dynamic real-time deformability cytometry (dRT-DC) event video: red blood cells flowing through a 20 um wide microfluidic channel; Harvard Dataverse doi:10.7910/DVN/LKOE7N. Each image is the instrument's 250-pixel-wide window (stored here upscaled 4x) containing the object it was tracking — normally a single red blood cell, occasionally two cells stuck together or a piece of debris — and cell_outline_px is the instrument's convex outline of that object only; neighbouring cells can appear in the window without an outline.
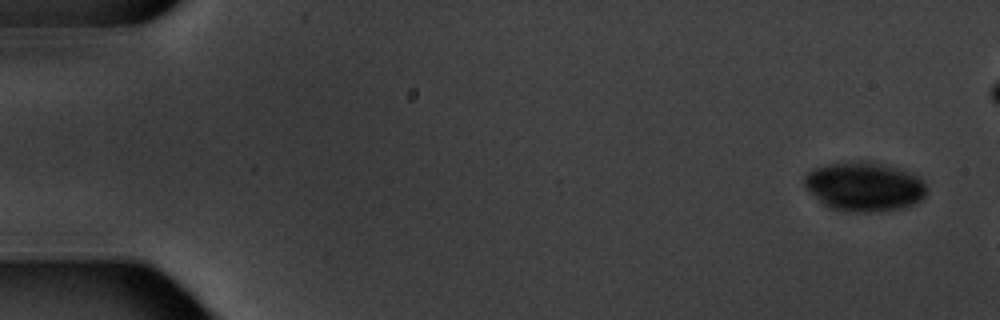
{"species": "common noctule bat (a hibernating species)", "species_latin": "Nyctalus noctula", "temperature_condition": "warm", "stored_images_in_passage": 3, "camera_frame_rate_fps": 3000, "um_per_image_px": 0.085, "animal": {"sex": "male", "body_mass_g": 20.1, "forearm_length_mm": 53.5}, "frame": {"image": 1, "passage_image": 1, "time_ms": 0.0, "image_size_px": [1000, 320], "cell_outline_px": [[924, 196], [916, 204], [904, 208], [876, 212], [848, 212], [828, 208], [804, 184], [804, 176], [812, 168], [824, 164], [876, 164], [896, 168], [912, 172], [920, 176], [924, 180]], "centroid_in_image_um": [73.49, 15.91], "position_along_channel_um": 11.5, "area_um2": 34.33}}